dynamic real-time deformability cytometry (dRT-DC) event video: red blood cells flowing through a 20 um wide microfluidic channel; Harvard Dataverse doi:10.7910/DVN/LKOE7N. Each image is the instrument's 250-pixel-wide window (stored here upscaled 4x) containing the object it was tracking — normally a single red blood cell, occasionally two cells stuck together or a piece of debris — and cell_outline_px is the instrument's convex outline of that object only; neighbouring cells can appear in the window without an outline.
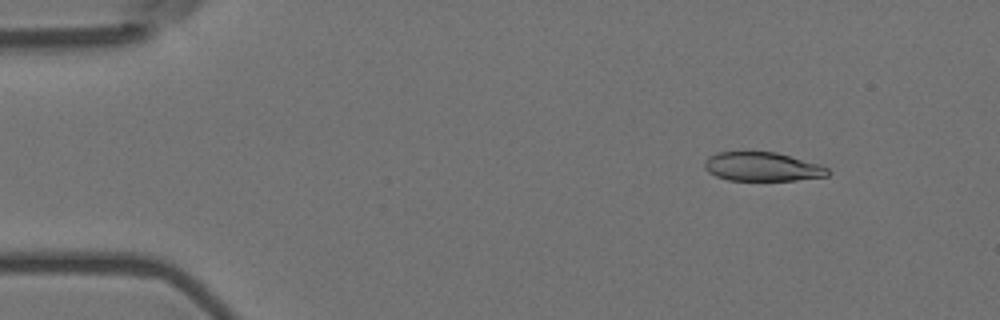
{"species": "Egyptian fruit bat (a non-hibernating species)", "species_latin": "Rousettus aegyptiacus", "temperature_condition": "room temperature", "stored_images_in_passage": 5, "camera_frame_rate_fps": 3000, "um_per_image_px": 0.085, "animal": {"sex": "female"}, "frame": {"image": 1, "passage_image": 2, "time_ms": 0.333, "image_size_px": [1000, 320], "cell_outline_px": [[832, 172], [828, 176], [796, 180], [728, 180], [716, 176], [708, 172], [704, 168], [704, 164], [708, 156], [716, 152], [776, 152], [816, 164], [828, 168]], "centroid_in_image_um": [64.77, 14.17], "position_along_channel_um": 20.2, "area_um2": 20.63}}
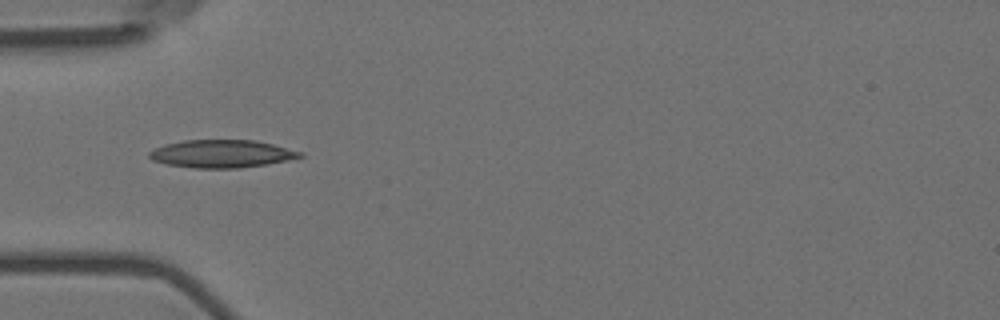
{"frame": {"image": 2, "passage_image": 5, "time_ms": 1.333, "image_size_px": [1000, 320], "cell_outline_px": [[304, 156], [288, 160], [268, 164], [240, 168], [192, 168], [168, 164], [152, 160], [148, 156], [148, 152], [164, 144], [184, 140], [256, 140], [304, 152]], "centroid_in_image_um": [18.86, 13.07], "position_along_channel_um": 66.1, "area_um2": 24.51}}